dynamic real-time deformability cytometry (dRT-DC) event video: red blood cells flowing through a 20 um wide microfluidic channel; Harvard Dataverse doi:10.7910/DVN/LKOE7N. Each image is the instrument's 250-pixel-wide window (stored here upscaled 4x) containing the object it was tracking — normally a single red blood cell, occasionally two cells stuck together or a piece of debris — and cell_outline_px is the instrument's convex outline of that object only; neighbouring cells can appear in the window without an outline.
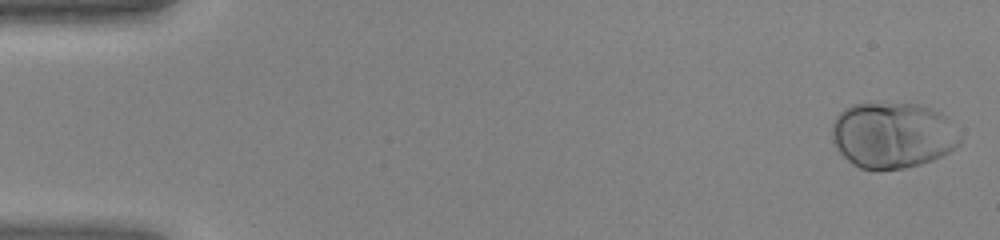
{"species": "human", "species_latin": "Homo sapiens", "temperature_condition": "warm", "stored_images_in_passage": 45, "camera_frame_rate_fps": 3000, "um_per_image_px": 0.085, "donor": {"sex": "female"}, "frame": {"image": 1, "passage_image": 1, "time_ms": 0.0, "image_size_px": [1000, 240], "cell_outline_px": [[960, 144], [956, 148], [944, 156], [920, 164], [904, 168], [860, 168], [852, 164], [840, 152], [832, 140], [832, 124], [836, 116], [844, 108], [852, 104], [880, 100], [920, 104], [940, 112], [944, 116], [960, 140]], "centroid_in_image_um": [75.83, 11.44], "position_along_channel_um": 9.2, "area_um2": 49.59}}
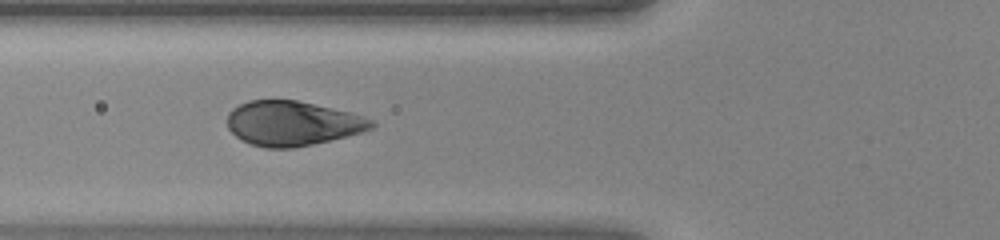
{"frame": {"image": 2, "passage_image": 17, "time_ms": 5.333, "image_size_px": [1000, 240], "cell_outline_px": [[376, 124], [372, 128], [364, 132], [312, 144], [292, 148], [264, 148], [240, 140], [228, 128], [228, 112], [232, 108], [248, 100], [296, 100], [348, 112], [364, 116], [372, 120]], "centroid_in_image_um": [24.84, 10.49], "position_along_channel_um": 101.0, "area_um2": 37.4}}
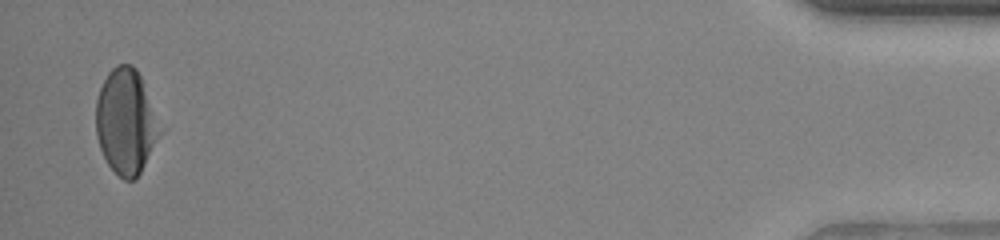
{"frame": {"image": 3, "passage_image": 44, "time_ms": 14.333, "image_size_px": [1000, 240], "cell_outline_px": [[164, 132], [140, 172], [132, 180], [124, 180], [108, 164], [100, 148], [96, 136], [96, 100], [100, 88], [108, 72], [116, 64], [128, 64], [136, 68], [140, 76], [164, 128]], "centroid_in_image_um": [10.74, 10.33], "position_along_channel_um": 424.5, "area_um2": 39.54}}